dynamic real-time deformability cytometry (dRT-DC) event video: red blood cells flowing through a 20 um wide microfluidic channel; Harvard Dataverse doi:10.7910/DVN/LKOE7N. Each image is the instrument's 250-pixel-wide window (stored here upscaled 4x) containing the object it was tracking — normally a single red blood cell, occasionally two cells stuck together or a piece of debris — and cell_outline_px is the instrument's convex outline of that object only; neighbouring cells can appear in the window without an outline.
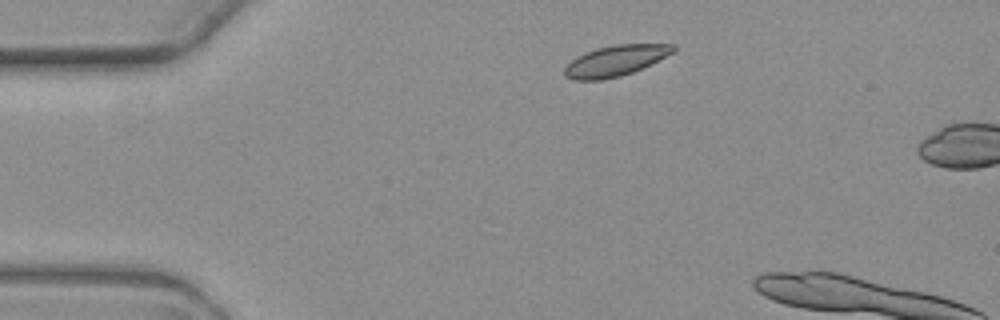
{"species": "common noctule bat (a hibernating species)", "species_latin": "Nyctalus noctula", "temperature_condition": "warm", "stored_images_in_passage": 2, "camera_frame_rate_fps": 3000, "um_per_image_px": 0.085, "animal": {"sex": "female", "body_mass_g": 19.3, "forearm_length_mm": 54.1}, "frame": {"image": 1, "passage_image": 1, "time_ms": 0.0, "image_size_px": [1000, 320], "cell_outline_px": [[676, 52], [632, 72], [620, 76], [600, 80], [572, 80], [564, 76], [564, 68], [576, 56], [584, 52], [596, 48], [616, 44], [676, 44]], "centroid_in_image_um": [52.31, 5.15], "position_along_channel_um": 32.7, "area_um2": 19.54}}